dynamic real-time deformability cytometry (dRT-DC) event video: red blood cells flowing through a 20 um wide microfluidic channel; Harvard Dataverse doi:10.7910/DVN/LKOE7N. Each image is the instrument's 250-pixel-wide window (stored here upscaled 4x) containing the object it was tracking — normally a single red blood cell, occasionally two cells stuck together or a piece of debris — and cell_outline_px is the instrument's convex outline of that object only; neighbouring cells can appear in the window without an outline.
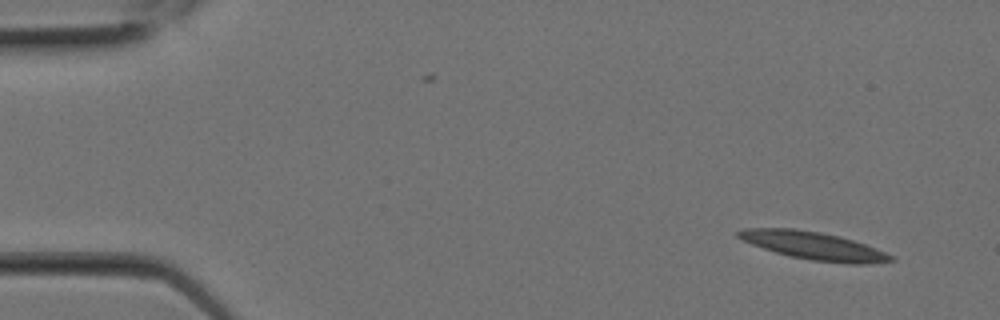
{"species": "Egyptian fruit bat (a non-hibernating species)", "species_latin": "Rousettus aegyptiacus", "temperature_condition": "room temperature", "stored_images_in_passage": 5, "camera_frame_rate_fps": 3000, "um_per_image_px": 0.085, "animal": {"sex": "female"}, "frame": {"image": 1, "passage_image": 1, "time_ms": 0.0, "image_size_px": [1000, 320], "cell_outline_px": [[896, 260], [868, 264], [848, 264], [812, 260], [792, 256], [776, 252], [752, 244], [736, 236], [736, 232], [744, 228], [792, 228], [820, 232], [840, 236], [864, 244], [896, 256]], "centroid_in_image_um": [69.2, 20.89], "position_along_channel_um": 15.8, "area_um2": 24.57}}